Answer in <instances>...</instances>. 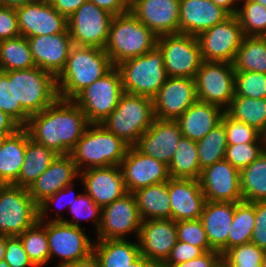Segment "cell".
Wrapping results in <instances>:
<instances>
[{
  "mask_svg": "<svg viewBox=\"0 0 266 267\" xmlns=\"http://www.w3.org/2000/svg\"><path fill=\"white\" fill-rule=\"evenodd\" d=\"M89 124L82 109L73 100L58 98L41 112L31 115L24 128L34 142L59 155H68Z\"/></svg>",
  "mask_w": 266,
  "mask_h": 267,
  "instance_id": "6da1fadb",
  "label": "cell"
},
{
  "mask_svg": "<svg viewBox=\"0 0 266 267\" xmlns=\"http://www.w3.org/2000/svg\"><path fill=\"white\" fill-rule=\"evenodd\" d=\"M114 67L104 49L73 45L62 72L56 77L60 99L72 100L85 87Z\"/></svg>",
  "mask_w": 266,
  "mask_h": 267,
  "instance_id": "7a4b0ae2",
  "label": "cell"
},
{
  "mask_svg": "<svg viewBox=\"0 0 266 267\" xmlns=\"http://www.w3.org/2000/svg\"><path fill=\"white\" fill-rule=\"evenodd\" d=\"M129 147L102 124H89L70 155L81 172L90 168L120 166Z\"/></svg>",
  "mask_w": 266,
  "mask_h": 267,
  "instance_id": "3957f363",
  "label": "cell"
},
{
  "mask_svg": "<svg viewBox=\"0 0 266 267\" xmlns=\"http://www.w3.org/2000/svg\"><path fill=\"white\" fill-rule=\"evenodd\" d=\"M157 43V36L132 12L113 16L105 52L114 66L129 58L144 55Z\"/></svg>",
  "mask_w": 266,
  "mask_h": 267,
  "instance_id": "277c9868",
  "label": "cell"
},
{
  "mask_svg": "<svg viewBox=\"0 0 266 267\" xmlns=\"http://www.w3.org/2000/svg\"><path fill=\"white\" fill-rule=\"evenodd\" d=\"M154 119L153 98L124 92L117 107L101 124L127 144L134 146Z\"/></svg>",
  "mask_w": 266,
  "mask_h": 267,
  "instance_id": "5b68a950",
  "label": "cell"
},
{
  "mask_svg": "<svg viewBox=\"0 0 266 267\" xmlns=\"http://www.w3.org/2000/svg\"><path fill=\"white\" fill-rule=\"evenodd\" d=\"M123 91L153 98L167 79L161 50L155 46L144 55L129 58L116 65Z\"/></svg>",
  "mask_w": 266,
  "mask_h": 267,
  "instance_id": "8992f818",
  "label": "cell"
},
{
  "mask_svg": "<svg viewBox=\"0 0 266 267\" xmlns=\"http://www.w3.org/2000/svg\"><path fill=\"white\" fill-rule=\"evenodd\" d=\"M8 79L14 80L15 106H21L30 116L59 98L56 77L36 66L8 71Z\"/></svg>",
  "mask_w": 266,
  "mask_h": 267,
  "instance_id": "52a82bcc",
  "label": "cell"
},
{
  "mask_svg": "<svg viewBox=\"0 0 266 267\" xmlns=\"http://www.w3.org/2000/svg\"><path fill=\"white\" fill-rule=\"evenodd\" d=\"M123 93L121 75L114 66L72 100L82 109L90 124H101L117 107Z\"/></svg>",
  "mask_w": 266,
  "mask_h": 267,
  "instance_id": "ba28073f",
  "label": "cell"
},
{
  "mask_svg": "<svg viewBox=\"0 0 266 267\" xmlns=\"http://www.w3.org/2000/svg\"><path fill=\"white\" fill-rule=\"evenodd\" d=\"M168 77L195 78L203 59L197 36L176 33L157 37Z\"/></svg>",
  "mask_w": 266,
  "mask_h": 267,
  "instance_id": "9c48e42d",
  "label": "cell"
},
{
  "mask_svg": "<svg viewBox=\"0 0 266 267\" xmlns=\"http://www.w3.org/2000/svg\"><path fill=\"white\" fill-rule=\"evenodd\" d=\"M38 221V205L28 190L0 184V234L19 236Z\"/></svg>",
  "mask_w": 266,
  "mask_h": 267,
  "instance_id": "30bf717a",
  "label": "cell"
},
{
  "mask_svg": "<svg viewBox=\"0 0 266 267\" xmlns=\"http://www.w3.org/2000/svg\"><path fill=\"white\" fill-rule=\"evenodd\" d=\"M197 99L221 107H229L235 95L233 63L203 61L195 76Z\"/></svg>",
  "mask_w": 266,
  "mask_h": 267,
  "instance_id": "8fae6325",
  "label": "cell"
},
{
  "mask_svg": "<svg viewBox=\"0 0 266 267\" xmlns=\"http://www.w3.org/2000/svg\"><path fill=\"white\" fill-rule=\"evenodd\" d=\"M113 15L87 1L67 18L73 45L104 49Z\"/></svg>",
  "mask_w": 266,
  "mask_h": 267,
  "instance_id": "7c38bea8",
  "label": "cell"
},
{
  "mask_svg": "<svg viewBox=\"0 0 266 267\" xmlns=\"http://www.w3.org/2000/svg\"><path fill=\"white\" fill-rule=\"evenodd\" d=\"M243 38L237 16L230 15L197 36L203 61L233 63Z\"/></svg>",
  "mask_w": 266,
  "mask_h": 267,
  "instance_id": "4fadbf2b",
  "label": "cell"
},
{
  "mask_svg": "<svg viewBox=\"0 0 266 267\" xmlns=\"http://www.w3.org/2000/svg\"><path fill=\"white\" fill-rule=\"evenodd\" d=\"M46 234L51 258H60L57 265L81 261L93 254L94 241L85 234L83 228L63 221H47Z\"/></svg>",
  "mask_w": 266,
  "mask_h": 267,
  "instance_id": "5bb4252c",
  "label": "cell"
},
{
  "mask_svg": "<svg viewBox=\"0 0 266 267\" xmlns=\"http://www.w3.org/2000/svg\"><path fill=\"white\" fill-rule=\"evenodd\" d=\"M141 223L136 198L133 193H127L102 207L97 240L126 239V235L132 232L138 237Z\"/></svg>",
  "mask_w": 266,
  "mask_h": 267,
  "instance_id": "9a60e30c",
  "label": "cell"
},
{
  "mask_svg": "<svg viewBox=\"0 0 266 267\" xmlns=\"http://www.w3.org/2000/svg\"><path fill=\"white\" fill-rule=\"evenodd\" d=\"M16 13L20 33L26 38L68 30L67 18L55 10L48 0H33L17 7Z\"/></svg>",
  "mask_w": 266,
  "mask_h": 267,
  "instance_id": "2e32d148",
  "label": "cell"
},
{
  "mask_svg": "<svg viewBox=\"0 0 266 267\" xmlns=\"http://www.w3.org/2000/svg\"><path fill=\"white\" fill-rule=\"evenodd\" d=\"M137 240L141 256L161 267L178 241L176 222L172 219L142 221Z\"/></svg>",
  "mask_w": 266,
  "mask_h": 267,
  "instance_id": "e0dca14e",
  "label": "cell"
},
{
  "mask_svg": "<svg viewBox=\"0 0 266 267\" xmlns=\"http://www.w3.org/2000/svg\"><path fill=\"white\" fill-rule=\"evenodd\" d=\"M197 100L194 78L167 77L153 97L155 118L177 120Z\"/></svg>",
  "mask_w": 266,
  "mask_h": 267,
  "instance_id": "ac0fdd59",
  "label": "cell"
},
{
  "mask_svg": "<svg viewBox=\"0 0 266 267\" xmlns=\"http://www.w3.org/2000/svg\"><path fill=\"white\" fill-rule=\"evenodd\" d=\"M199 181L208 201L232 203L243 201L240 170L225 159L205 167Z\"/></svg>",
  "mask_w": 266,
  "mask_h": 267,
  "instance_id": "d6986e66",
  "label": "cell"
},
{
  "mask_svg": "<svg viewBox=\"0 0 266 267\" xmlns=\"http://www.w3.org/2000/svg\"><path fill=\"white\" fill-rule=\"evenodd\" d=\"M120 168L128 193L171 178L168 165L143 154L135 146L129 147Z\"/></svg>",
  "mask_w": 266,
  "mask_h": 267,
  "instance_id": "ffe728a7",
  "label": "cell"
},
{
  "mask_svg": "<svg viewBox=\"0 0 266 267\" xmlns=\"http://www.w3.org/2000/svg\"><path fill=\"white\" fill-rule=\"evenodd\" d=\"M79 178L85 192L101 208L128 193L120 166L90 168L79 172Z\"/></svg>",
  "mask_w": 266,
  "mask_h": 267,
  "instance_id": "44dd1931",
  "label": "cell"
},
{
  "mask_svg": "<svg viewBox=\"0 0 266 267\" xmlns=\"http://www.w3.org/2000/svg\"><path fill=\"white\" fill-rule=\"evenodd\" d=\"M182 136L176 120L155 118L150 128L140 136L134 146L143 154L169 165Z\"/></svg>",
  "mask_w": 266,
  "mask_h": 267,
  "instance_id": "7402d4cb",
  "label": "cell"
},
{
  "mask_svg": "<svg viewBox=\"0 0 266 267\" xmlns=\"http://www.w3.org/2000/svg\"><path fill=\"white\" fill-rule=\"evenodd\" d=\"M180 0H131L132 12L157 37L179 33Z\"/></svg>",
  "mask_w": 266,
  "mask_h": 267,
  "instance_id": "603a6c76",
  "label": "cell"
},
{
  "mask_svg": "<svg viewBox=\"0 0 266 267\" xmlns=\"http://www.w3.org/2000/svg\"><path fill=\"white\" fill-rule=\"evenodd\" d=\"M27 40L36 67L57 77L64 69L73 46L69 31L28 37Z\"/></svg>",
  "mask_w": 266,
  "mask_h": 267,
  "instance_id": "cb8c5ba5",
  "label": "cell"
},
{
  "mask_svg": "<svg viewBox=\"0 0 266 267\" xmlns=\"http://www.w3.org/2000/svg\"><path fill=\"white\" fill-rule=\"evenodd\" d=\"M171 219L196 220L201 218L206 202L199 179L168 180Z\"/></svg>",
  "mask_w": 266,
  "mask_h": 267,
  "instance_id": "d4e9b609",
  "label": "cell"
},
{
  "mask_svg": "<svg viewBox=\"0 0 266 267\" xmlns=\"http://www.w3.org/2000/svg\"><path fill=\"white\" fill-rule=\"evenodd\" d=\"M76 177L79 178V171L72 156L58 155L27 190L34 202L39 205L46 198L74 184Z\"/></svg>",
  "mask_w": 266,
  "mask_h": 267,
  "instance_id": "484cf974",
  "label": "cell"
},
{
  "mask_svg": "<svg viewBox=\"0 0 266 267\" xmlns=\"http://www.w3.org/2000/svg\"><path fill=\"white\" fill-rule=\"evenodd\" d=\"M229 16L211 0H180L179 33L198 36Z\"/></svg>",
  "mask_w": 266,
  "mask_h": 267,
  "instance_id": "4316f807",
  "label": "cell"
},
{
  "mask_svg": "<svg viewBox=\"0 0 266 267\" xmlns=\"http://www.w3.org/2000/svg\"><path fill=\"white\" fill-rule=\"evenodd\" d=\"M236 203L206 200L201 220L210 246L222 255L227 251V240Z\"/></svg>",
  "mask_w": 266,
  "mask_h": 267,
  "instance_id": "83f0119b",
  "label": "cell"
},
{
  "mask_svg": "<svg viewBox=\"0 0 266 267\" xmlns=\"http://www.w3.org/2000/svg\"><path fill=\"white\" fill-rule=\"evenodd\" d=\"M224 112L217 105L197 100L176 121L183 137L199 141L221 122Z\"/></svg>",
  "mask_w": 266,
  "mask_h": 267,
  "instance_id": "f1b7e54d",
  "label": "cell"
},
{
  "mask_svg": "<svg viewBox=\"0 0 266 267\" xmlns=\"http://www.w3.org/2000/svg\"><path fill=\"white\" fill-rule=\"evenodd\" d=\"M133 194L142 221L171 219L168 181L139 188Z\"/></svg>",
  "mask_w": 266,
  "mask_h": 267,
  "instance_id": "f546056e",
  "label": "cell"
},
{
  "mask_svg": "<svg viewBox=\"0 0 266 267\" xmlns=\"http://www.w3.org/2000/svg\"><path fill=\"white\" fill-rule=\"evenodd\" d=\"M26 150V129L21 127L9 135L0 148V184H14L23 165Z\"/></svg>",
  "mask_w": 266,
  "mask_h": 267,
  "instance_id": "4dcf8cb0",
  "label": "cell"
},
{
  "mask_svg": "<svg viewBox=\"0 0 266 267\" xmlns=\"http://www.w3.org/2000/svg\"><path fill=\"white\" fill-rule=\"evenodd\" d=\"M93 255L100 267H128L141 256L138 242L127 239L96 240Z\"/></svg>",
  "mask_w": 266,
  "mask_h": 267,
  "instance_id": "1f68e13d",
  "label": "cell"
},
{
  "mask_svg": "<svg viewBox=\"0 0 266 267\" xmlns=\"http://www.w3.org/2000/svg\"><path fill=\"white\" fill-rule=\"evenodd\" d=\"M54 150L30 139L26 130V150L19 177L13 184L28 189L58 156Z\"/></svg>",
  "mask_w": 266,
  "mask_h": 267,
  "instance_id": "d6a6232c",
  "label": "cell"
},
{
  "mask_svg": "<svg viewBox=\"0 0 266 267\" xmlns=\"http://www.w3.org/2000/svg\"><path fill=\"white\" fill-rule=\"evenodd\" d=\"M225 112L234 120L244 122L266 135V98L234 96Z\"/></svg>",
  "mask_w": 266,
  "mask_h": 267,
  "instance_id": "836d02e7",
  "label": "cell"
},
{
  "mask_svg": "<svg viewBox=\"0 0 266 267\" xmlns=\"http://www.w3.org/2000/svg\"><path fill=\"white\" fill-rule=\"evenodd\" d=\"M168 169L173 179H199L202 169L198 160L196 141L182 136Z\"/></svg>",
  "mask_w": 266,
  "mask_h": 267,
  "instance_id": "e575fe53",
  "label": "cell"
},
{
  "mask_svg": "<svg viewBox=\"0 0 266 267\" xmlns=\"http://www.w3.org/2000/svg\"><path fill=\"white\" fill-rule=\"evenodd\" d=\"M233 67L235 71L266 73V36H244Z\"/></svg>",
  "mask_w": 266,
  "mask_h": 267,
  "instance_id": "d590c367",
  "label": "cell"
},
{
  "mask_svg": "<svg viewBox=\"0 0 266 267\" xmlns=\"http://www.w3.org/2000/svg\"><path fill=\"white\" fill-rule=\"evenodd\" d=\"M240 189L243 201H266V150L240 170Z\"/></svg>",
  "mask_w": 266,
  "mask_h": 267,
  "instance_id": "8d00e7d4",
  "label": "cell"
},
{
  "mask_svg": "<svg viewBox=\"0 0 266 267\" xmlns=\"http://www.w3.org/2000/svg\"><path fill=\"white\" fill-rule=\"evenodd\" d=\"M30 46L26 37L0 41V70L2 72L34 68Z\"/></svg>",
  "mask_w": 266,
  "mask_h": 267,
  "instance_id": "74e56055",
  "label": "cell"
},
{
  "mask_svg": "<svg viewBox=\"0 0 266 267\" xmlns=\"http://www.w3.org/2000/svg\"><path fill=\"white\" fill-rule=\"evenodd\" d=\"M255 227V205L252 202L236 203L227 240V250L251 242Z\"/></svg>",
  "mask_w": 266,
  "mask_h": 267,
  "instance_id": "f35d334b",
  "label": "cell"
},
{
  "mask_svg": "<svg viewBox=\"0 0 266 267\" xmlns=\"http://www.w3.org/2000/svg\"><path fill=\"white\" fill-rule=\"evenodd\" d=\"M18 237L22 241L28 258L35 267L45 266L50 262L45 221L38 220Z\"/></svg>",
  "mask_w": 266,
  "mask_h": 267,
  "instance_id": "ab89813d",
  "label": "cell"
},
{
  "mask_svg": "<svg viewBox=\"0 0 266 267\" xmlns=\"http://www.w3.org/2000/svg\"><path fill=\"white\" fill-rule=\"evenodd\" d=\"M196 146L202 170L217 161L225 159L228 144L224 124L220 122L205 137L196 141Z\"/></svg>",
  "mask_w": 266,
  "mask_h": 267,
  "instance_id": "60d3db41",
  "label": "cell"
},
{
  "mask_svg": "<svg viewBox=\"0 0 266 267\" xmlns=\"http://www.w3.org/2000/svg\"><path fill=\"white\" fill-rule=\"evenodd\" d=\"M236 14L244 36H266V7L245 0Z\"/></svg>",
  "mask_w": 266,
  "mask_h": 267,
  "instance_id": "b9f144b4",
  "label": "cell"
},
{
  "mask_svg": "<svg viewBox=\"0 0 266 267\" xmlns=\"http://www.w3.org/2000/svg\"><path fill=\"white\" fill-rule=\"evenodd\" d=\"M70 212L73 214L72 220H66L64 217L62 218V215L60 216L59 213L56 211V218L48 220V221H63L65 223H68L72 226L82 228L79 224L80 219H86V220H93V223H95V231L97 233L100 224H101V214H102V208L97 205L93 199L85 192L80 193L77 198L74 199L72 204L68 208Z\"/></svg>",
  "mask_w": 266,
  "mask_h": 267,
  "instance_id": "7bdbcfd3",
  "label": "cell"
},
{
  "mask_svg": "<svg viewBox=\"0 0 266 267\" xmlns=\"http://www.w3.org/2000/svg\"><path fill=\"white\" fill-rule=\"evenodd\" d=\"M266 251L252 242L232 247L222 255L227 267H262Z\"/></svg>",
  "mask_w": 266,
  "mask_h": 267,
  "instance_id": "ee69618b",
  "label": "cell"
},
{
  "mask_svg": "<svg viewBox=\"0 0 266 267\" xmlns=\"http://www.w3.org/2000/svg\"><path fill=\"white\" fill-rule=\"evenodd\" d=\"M265 150L266 138L264 135H261L253 143L228 145L226 148L225 160L231 163L235 168L241 170L250 165Z\"/></svg>",
  "mask_w": 266,
  "mask_h": 267,
  "instance_id": "f6af8a7d",
  "label": "cell"
},
{
  "mask_svg": "<svg viewBox=\"0 0 266 267\" xmlns=\"http://www.w3.org/2000/svg\"><path fill=\"white\" fill-rule=\"evenodd\" d=\"M235 95L253 99L266 98V73L235 71Z\"/></svg>",
  "mask_w": 266,
  "mask_h": 267,
  "instance_id": "bcb514c9",
  "label": "cell"
},
{
  "mask_svg": "<svg viewBox=\"0 0 266 267\" xmlns=\"http://www.w3.org/2000/svg\"><path fill=\"white\" fill-rule=\"evenodd\" d=\"M0 110L7 113L21 127H24L30 118L21 106H15L14 80L8 79V71H0Z\"/></svg>",
  "mask_w": 266,
  "mask_h": 267,
  "instance_id": "7dc6e473",
  "label": "cell"
},
{
  "mask_svg": "<svg viewBox=\"0 0 266 267\" xmlns=\"http://www.w3.org/2000/svg\"><path fill=\"white\" fill-rule=\"evenodd\" d=\"M178 240L201 248L204 252L213 251L201 219L176 222Z\"/></svg>",
  "mask_w": 266,
  "mask_h": 267,
  "instance_id": "c3c4849f",
  "label": "cell"
},
{
  "mask_svg": "<svg viewBox=\"0 0 266 267\" xmlns=\"http://www.w3.org/2000/svg\"><path fill=\"white\" fill-rule=\"evenodd\" d=\"M221 122L225 127L228 145L253 143L262 135L254 127L234 120L226 112L223 113Z\"/></svg>",
  "mask_w": 266,
  "mask_h": 267,
  "instance_id": "681fc988",
  "label": "cell"
},
{
  "mask_svg": "<svg viewBox=\"0 0 266 267\" xmlns=\"http://www.w3.org/2000/svg\"><path fill=\"white\" fill-rule=\"evenodd\" d=\"M4 260L10 267H35L28 258L18 236H6Z\"/></svg>",
  "mask_w": 266,
  "mask_h": 267,
  "instance_id": "f907efd6",
  "label": "cell"
},
{
  "mask_svg": "<svg viewBox=\"0 0 266 267\" xmlns=\"http://www.w3.org/2000/svg\"><path fill=\"white\" fill-rule=\"evenodd\" d=\"M204 253L205 252L201 248L178 240L162 266H172L187 262L200 257Z\"/></svg>",
  "mask_w": 266,
  "mask_h": 267,
  "instance_id": "816d5d0a",
  "label": "cell"
},
{
  "mask_svg": "<svg viewBox=\"0 0 266 267\" xmlns=\"http://www.w3.org/2000/svg\"><path fill=\"white\" fill-rule=\"evenodd\" d=\"M20 35L16 8L0 5V41Z\"/></svg>",
  "mask_w": 266,
  "mask_h": 267,
  "instance_id": "f5cc1de1",
  "label": "cell"
},
{
  "mask_svg": "<svg viewBox=\"0 0 266 267\" xmlns=\"http://www.w3.org/2000/svg\"><path fill=\"white\" fill-rule=\"evenodd\" d=\"M252 203L255 205V227L251 242L266 251V201Z\"/></svg>",
  "mask_w": 266,
  "mask_h": 267,
  "instance_id": "db71d44e",
  "label": "cell"
},
{
  "mask_svg": "<svg viewBox=\"0 0 266 267\" xmlns=\"http://www.w3.org/2000/svg\"><path fill=\"white\" fill-rule=\"evenodd\" d=\"M72 186H73V184L66 186L62 190H60L57 193H55L53 196H50V197L46 198L43 202H41L38 205V220L39 221H45V219H47L46 217L48 215L46 213L47 212L49 213L48 209L51 206V203L53 205L56 204V207L57 208H58V205L57 204H59V206H60V203L66 204L67 205L66 207L69 208V206L72 204V202L74 201V199L77 198L78 195H79V194H77V195L75 194V196H74V192H73V196L74 197L70 201L67 200V202H64L65 196L71 194V192L73 191V187ZM59 201H62V202H59ZM63 207H64V205H63Z\"/></svg>",
  "mask_w": 266,
  "mask_h": 267,
  "instance_id": "11a10c76",
  "label": "cell"
},
{
  "mask_svg": "<svg viewBox=\"0 0 266 267\" xmlns=\"http://www.w3.org/2000/svg\"><path fill=\"white\" fill-rule=\"evenodd\" d=\"M222 263V254L219 251L213 250L205 252L200 257L191 259L187 262L179 263L172 266L161 267H219Z\"/></svg>",
  "mask_w": 266,
  "mask_h": 267,
  "instance_id": "9f6ffc18",
  "label": "cell"
},
{
  "mask_svg": "<svg viewBox=\"0 0 266 267\" xmlns=\"http://www.w3.org/2000/svg\"><path fill=\"white\" fill-rule=\"evenodd\" d=\"M113 16L130 11L131 0H88Z\"/></svg>",
  "mask_w": 266,
  "mask_h": 267,
  "instance_id": "6f0895ef",
  "label": "cell"
},
{
  "mask_svg": "<svg viewBox=\"0 0 266 267\" xmlns=\"http://www.w3.org/2000/svg\"><path fill=\"white\" fill-rule=\"evenodd\" d=\"M52 7L66 18L70 17L83 3L88 0H48Z\"/></svg>",
  "mask_w": 266,
  "mask_h": 267,
  "instance_id": "680465c9",
  "label": "cell"
},
{
  "mask_svg": "<svg viewBox=\"0 0 266 267\" xmlns=\"http://www.w3.org/2000/svg\"><path fill=\"white\" fill-rule=\"evenodd\" d=\"M20 128L14 119L0 110V134H13Z\"/></svg>",
  "mask_w": 266,
  "mask_h": 267,
  "instance_id": "91938a15",
  "label": "cell"
},
{
  "mask_svg": "<svg viewBox=\"0 0 266 267\" xmlns=\"http://www.w3.org/2000/svg\"><path fill=\"white\" fill-rule=\"evenodd\" d=\"M57 267H100L97 258L92 254L90 257L75 262L64 263Z\"/></svg>",
  "mask_w": 266,
  "mask_h": 267,
  "instance_id": "94428289",
  "label": "cell"
},
{
  "mask_svg": "<svg viewBox=\"0 0 266 267\" xmlns=\"http://www.w3.org/2000/svg\"><path fill=\"white\" fill-rule=\"evenodd\" d=\"M215 5L224 9L229 15H236L238 12L237 0H211ZM235 4V5H234Z\"/></svg>",
  "mask_w": 266,
  "mask_h": 267,
  "instance_id": "6125c7cd",
  "label": "cell"
},
{
  "mask_svg": "<svg viewBox=\"0 0 266 267\" xmlns=\"http://www.w3.org/2000/svg\"><path fill=\"white\" fill-rule=\"evenodd\" d=\"M128 267H157V266L146 257L140 256Z\"/></svg>",
  "mask_w": 266,
  "mask_h": 267,
  "instance_id": "be15d7a7",
  "label": "cell"
},
{
  "mask_svg": "<svg viewBox=\"0 0 266 267\" xmlns=\"http://www.w3.org/2000/svg\"><path fill=\"white\" fill-rule=\"evenodd\" d=\"M32 1L33 0H0V5L10 8H17Z\"/></svg>",
  "mask_w": 266,
  "mask_h": 267,
  "instance_id": "e7e4bbea",
  "label": "cell"
},
{
  "mask_svg": "<svg viewBox=\"0 0 266 267\" xmlns=\"http://www.w3.org/2000/svg\"><path fill=\"white\" fill-rule=\"evenodd\" d=\"M6 251V235L0 234V261L4 260Z\"/></svg>",
  "mask_w": 266,
  "mask_h": 267,
  "instance_id": "03108f58",
  "label": "cell"
},
{
  "mask_svg": "<svg viewBox=\"0 0 266 267\" xmlns=\"http://www.w3.org/2000/svg\"><path fill=\"white\" fill-rule=\"evenodd\" d=\"M9 135L11 134H0V148L3 146V143Z\"/></svg>",
  "mask_w": 266,
  "mask_h": 267,
  "instance_id": "003e7915",
  "label": "cell"
},
{
  "mask_svg": "<svg viewBox=\"0 0 266 267\" xmlns=\"http://www.w3.org/2000/svg\"><path fill=\"white\" fill-rule=\"evenodd\" d=\"M0 267H10L5 260L0 261Z\"/></svg>",
  "mask_w": 266,
  "mask_h": 267,
  "instance_id": "a7ac6f4b",
  "label": "cell"
},
{
  "mask_svg": "<svg viewBox=\"0 0 266 267\" xmlns=\"http://www.w3.org/2000/svg\"><path fill=\"white\" fill-rule=\"evenodd\" d=\"M253 1L260 3L261 5L266 7V0H253Z\"/></svg>",
  "mask_w": 266,
  "mask_h": 267,
  "instance_id": "89a4df30",
  "label": "cell"
},
{
  "mask_svg": "<svg viewBox=\"0 0 266 267\" xmlns=\"http://www.w3.org/2000/svg\"><path fill=\"white\" fill-rule=\"evenodd\" d=\"M262 267H266V257H265L264 263L262 264Z\"/></svg>",
  "mask_w": 266,
  "mask_h": 267,
  "instance_id": "2644e50d",
  "label": "cell"
},
{
  "mask_svg": "<svg viewBox=\"0 0 266 267\" xmlns=\"http://www.w3.org/2000/svg\"><path fill=\"white\" fill-rule=\"evenodd\" d=\"M219 267H227V266L222 262Z\"/></svg>",
  "mask_w": 266,
  "mask_h": 267,
  "instance_id": "8c879c8a",
  "label": "cell"
}]
</instances>
